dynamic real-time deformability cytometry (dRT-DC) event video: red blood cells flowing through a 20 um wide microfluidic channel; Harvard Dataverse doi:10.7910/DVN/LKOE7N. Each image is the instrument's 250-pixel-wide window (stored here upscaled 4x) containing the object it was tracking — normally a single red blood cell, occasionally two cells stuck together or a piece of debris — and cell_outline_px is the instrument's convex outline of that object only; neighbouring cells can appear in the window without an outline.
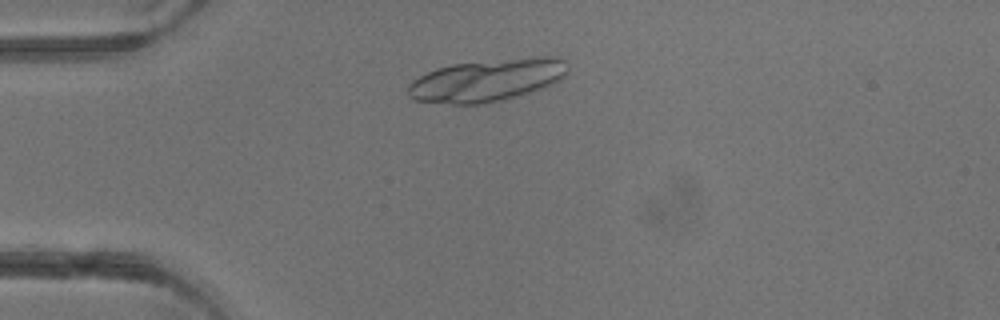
{"species": "common noctule bat (a hibernating species)", "species_latin": "Nyctalus noctula", "temperature_condition": "warm", "stored_images_in_passage": 3, "camera_frame_rate_fps": 3000, "um_per_image_px": 0.085, "animal": {"sex": "male", "body_mass_g": 13.3}, "frame": {"image": 1, "passage_image": 2, "time_ms": 1.333, "image_size_px": [1000, 320], "cell_outline_px": [[568, 72], [560, 80], [552, 84], [516, 96], [484, 104], [452, 104], [412, 100], [408, 96], [408, 84], [412, 80], [436, 68], [452, 64], [536, 56], [556, 56], [564, 60], [568, 68]], "centroid_in_image_um": [41.38, 6.81], "position_along_channel_um": 43.6, "area_um2": 39.48}}